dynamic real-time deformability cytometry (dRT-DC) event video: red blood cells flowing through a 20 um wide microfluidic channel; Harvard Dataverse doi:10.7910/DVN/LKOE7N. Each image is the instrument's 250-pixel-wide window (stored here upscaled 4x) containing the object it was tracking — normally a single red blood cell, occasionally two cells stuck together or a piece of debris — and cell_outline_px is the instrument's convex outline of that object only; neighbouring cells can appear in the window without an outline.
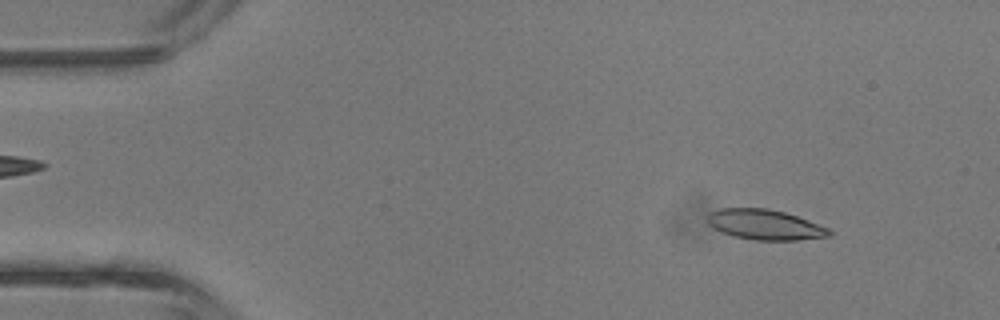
{"species": "common noctule bat (a hibernating species)", "species_latin": "Nyctalus noctula", "temperature_condition": "room temperature", "stored_images_in_passage": 42, "camera_frame_rate_fps": 3000, "um_per_image_px": 0.085, "animal": {"sex": "male", "body_mass_g": 13.3}, "frame": {"image": 1, "passage_image": 4, "time_ms": 1.0, "image_size_px": [1000, 320], "cell_outline_px": [[836, 232], [832, 236], [796, 240], [756, 240], [736, 236], [712, 228], [708, 224], [708, 212], [720, 208], [768, 208], [784, 212], [796, 216], [828, 228]], "centroid_in_image_um": [65.04, 19.09], "position_along_channel_um": 20.0, "area_um2": 21.39}}
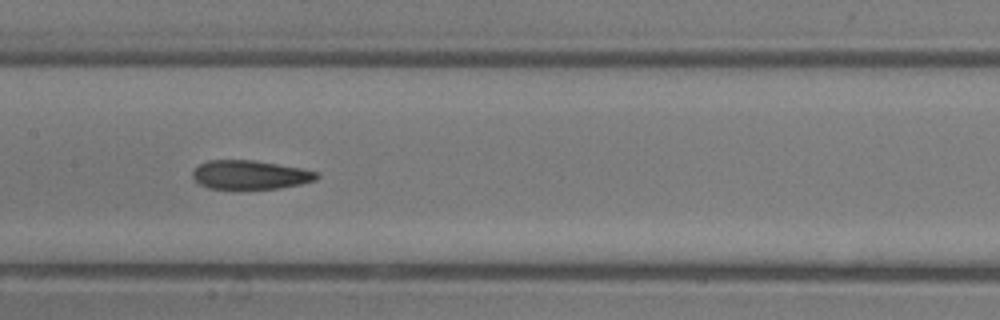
{"frame": {"image": 2, "passage_image": 20, "time_ms": 6.333, "image_size_px": [1000, 320], "cell_outline_px": [[320, 176], [316, 180], [300, 184], [280, 188], [236, 192], [208, 188], [200, 184], [192, 176], [192, 172], [200, 164], [208, 160], [256, 160], [300, 168], [316, 172]], "centroid_in_image_um": [21.23, 14.91], "position_along_channel_um": 186.2, "area_um2": 21.68}}
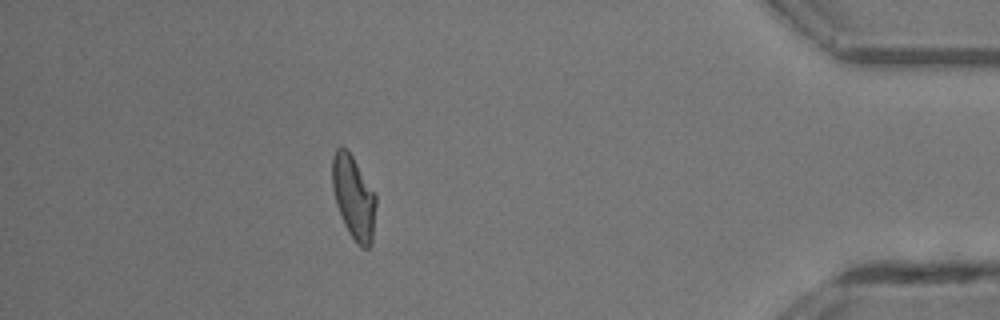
{"frame": {"image": 3, "passage_image": 37, "time_ms": 12.0, "image_size_px": [1000, 320], "cell_outline_px": [[376, 204], [372, 244], [368, 248], [360, 248], [356, 244], [344, 224], [336, 204], [332, 188], [332, 156], [336, 148], [348, 148], [376, 196]], "centroid_in_image_um": [30.05, 16.79], "position_along_channel_um": 405.1, "area_um2": 21.33}, "authors_computed_cell_mechanics": {"area_um2": 21.5305, "velocity_mm_per_s": 4.772, "shape_relaxation_time_tau1_ms": 8.2091, "shape_relaxation_time_tau2_ms": 2.3462, "deformation_change_tau1": 0.2415, "deformation_change_tau2": 0.108}}